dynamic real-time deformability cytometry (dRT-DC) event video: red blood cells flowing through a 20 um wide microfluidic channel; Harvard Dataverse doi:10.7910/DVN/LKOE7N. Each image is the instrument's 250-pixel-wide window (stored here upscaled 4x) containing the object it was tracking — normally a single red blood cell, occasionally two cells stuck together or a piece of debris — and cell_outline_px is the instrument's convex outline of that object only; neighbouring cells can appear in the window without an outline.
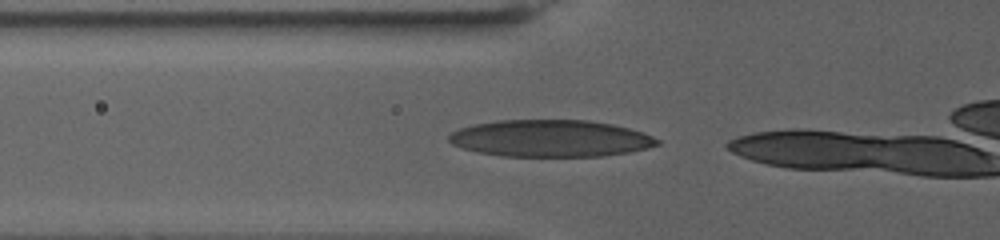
{"species": "human", "species_latin": "Homo sapiens", "temperature_condition": "warm", "stored_images_in_passage": 11, "camera_frame_rate_fps": 3000, "um_per_image_px": 0.085, "donor": {"sex": "female"}, "frame": {"image": 1, "passage_image": 5, "time_ms": 1.333, "image_size_px": [1000, 240], "cell_outline_px": [[660, 144], [648, 148], [628, 152], [604, 156], [500, 156], [476, 152], [452, 144], [448, 140], [448, 136], [452, 132], [460, 128], [476, 124], [496, 120], [588, 120], [612, 124], [628, 128], [652, 136], [660, 140]], "centroid_in_image_um": [46.78, 11.76], "position_along_channel_um": 79.0, "area_um2": 44.8}}
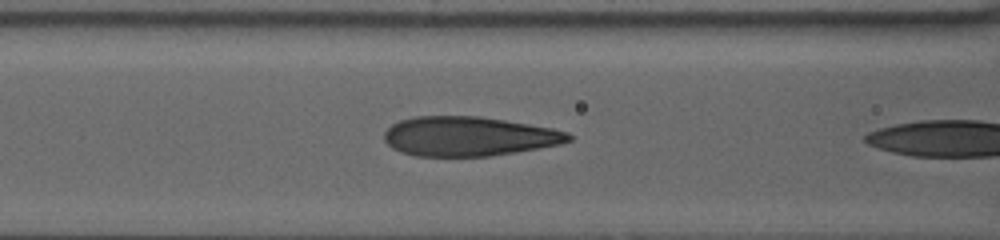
{"frame": {"image": 2, "passage_image": 10, "time_ms": 3.0, "image_size_px": [1000, 240], "cell_outline_px": [[572, 140], [560, 144], [488, 156], [416, 156], [400, 152], [392, 148], [384, 140], [384, 132], [392, 124], [400, 120], [416, 116], [480, 116], [552, 128], [568, 132], [572, 136]], "centroid_in_image_um": [39.81, 11.58], "position_along_channel_um": 126.8, "area_um2": 42.19}}